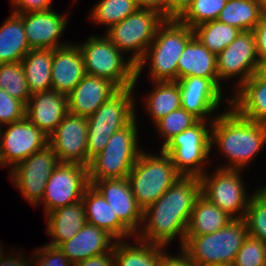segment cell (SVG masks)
Wrapping results in <instances>:
<instances>
[{
  "mask_svg": "<svg viewBox=\"0 0 266 266\" xmlns=\"http://www.w3.org/2000/svg\"><path fill=\"white\" fill-rule=\"evenodd\" d=\"M200 195L199 177H179L154 204L143 211L144 231L141 230L136 237L148 243L167 246L179 235L182 247L193 207Z\"/></svg>",
  "mask_w": 266,
  "mask_h": 266,
  "instance_id": "cell-1",
  "label": "cell"
},
{
  "mask_svg": "<svg viewBox=\"0 0 266 266\" xmlns=\"http://www.w3.org/2000/svg\"><path fill=\"white\" fill-rule=\"evenodd\" d=\"M210 144L211 149L217 145L230 162L221 169L242 170L266 144V124L246 119L231 107L212 119Z\"/></svg>",
  "mask_w": 266,
  "mask_h": 266,
  "instance_id": "cell-2",
  "label": "cell"
},
{
  "mask_svg": "<svg viewBox=\"0 0 266 266\" xmlns=\"http://www.w3.org/2000/svg\"><path fill=\"white\" fill-rule=\"evenodd\" d=\"M193 37V29L189 26L178 19H166L158 27L154 40L136 65L135 81L137 82L146 62L150 65L151 81H177V62Z\"/></svg>",
  "mask_w": 266,
  "mask_h": 266,
  "instance_id": "cell-3",
  "label": "cell"
},
{
  "mask_svg": "<svg viewBox=\"0 0 266 266\" xmlns=\"http://www.w3.org/2000/svg\"><path fill=\"white\" fill-rule=\"evenodd\" d=\"M247 236L244 218H234L212 234L185 235L181 249L197 266L232 265Z\"/></svg>",
  "mask_w": 266,
  "mask_h": 266,
  "instance_id": "cell-4",
  "label": "cell"
},
{
  "mask_svg": "<svg viewBox=\"0 0 266 266\" xmlns=\"http://www.w3.org/2000/svg\"><path fill=\"white\" fill-rule=\"evenodd\" d=\"M181 175L176 171L169 154L141 152L127 179L132 193L143 211L154 204Z\"/></svg>",
  "mask_w": 266,
  "mask_h": 266,
  "instance_id": "cell-5",
  "label": "cell"
},
{
  "mask_svg": "<svg viewBox=\"0 0 266 266\" xmlns=\"http://www.w3.org/2000/svg\"><path fill=\"white\" fill-rule=\"evenodd\" d=\"M137 145L135 118L130 124L113 133L106 147L90 160L89 184L104 179L127 177L142 152Z\"/></svg>",
  "mask_w": 266,
  "mask_h": 266,
  "instance_id": "cell-6",
  "label": "cell"
},
{
  "mask_svg": "<svg viewBox=\"0 0 266 266\" xmlns=\"http://www.w3.org/2000/svg\"><path fill=\"white\" fill-rule=\"evenodd\" d=\"M134 87L119 89L87 118L88 165L107 145L110 136L135 118Z\"/></svg>",
  "mask_w": 266,
  "mask_h": 266,
  "instance_id": "cell-7",
  "label": "cell"
},
{
  "mask_svg": "<svg viewBox=\"0 0 266 266\" xmlns=\"http://www.w3.org/2000/svg\"><path fill=\"white\" fill-rule=\"evenodd\" d=\"M77 45L82 51L87 75L105 78L118 89L135 86L136 65L129 59L126 61L124 54L105 35L90 36Z\"/></svg>",
  "mask_w": 266,
  "mask_h": 266,
  "instance_id": "cell-8",
  "label": "cell"
},
{
  "mask_svg": "<svg viewBox=\"0 0 266 266\" xmlns=\"http://www.w3.org/2000/svg\"><path fill=\"white\" fill-rule=\"evenodd\" d=\"M209 123L199 120L190 128L175 135L161 148L170 155L176 171L181 176L200 178L205 173L203 166L208 161L207 157L211 151L212 120Z\"/></svg>",
  "mask_w": 266,
  "mask_h": 266,
  "instance_id": "cell-9",
  "label": "cell"
},
{
  "mask_svg": "<svg viewBox=\"0 0 266 266\" xmlns=\"http://www.w3.org/2000/svg\"><path fill=\"white\" fill-rule=\"evenodd\" d=\"M166 19L150 9H137L125 19L108 28L105 36L121 52H131L129 58L137 65L155 38L158 27Z\"/></svg>",
  "mask_w": 266,
  "mask_h": 266,
  "instance_id": "cell-10",
  "label": "cell"
},
{
  "mask_svg": "<svg viewBox=\"0 0 266 266\" xmlns=\"http://www.w3.org/2000/svg\"><path fill=\"white\" fill-rule=\"evenodd\" d=\"M241 171L218 168L213 175L205 172L200 177L201 194L233 218H244L251 198L239 174Z\"/></svg>",
  "mask_w": 266,
  "mask_h": 266,
  "instance_id": "cell-11",
  "label": "cell"
},
{
  "mask_svg": "<svg viewBox=\"0 0 266 266\" xmlns=\"http://www.w3.org/2000/svg\"><path fill=\"white\" fill-rule=\"evenodd\" d=\"M59 163L55 151L48 144L10 169L11 182L30 204L37 206L42 201L51 173Z\"/></svg>",
  "mask_w": 266,
  "mask_h": 266,
  "instance_id": "cell-12",
  "label": "cell"
},
{
  "mask_svg": "<svg viewBox=\"0 0 266 266\" xmlns=\"http://www.w3.org/2000/svg\"><path fill=\"white\" fill-rule=\"evenodd\" d=\"M89 185L88 166L59 163L51 173L42 197L46 215L55 209L80 201Z\"/></svg>",
  "mask_w": 266,
  "mask_h": 266,
  "instance_id": "cell-13",
  "label": "cell"
},
{
  "mask_svg": "<svg viewBox=\"0 0 266 266\" xmlns=\"http://www.w3.org/2000/svg\"><path fill=\"white\" fill-rule=\"evenodd\" d=\"M259 58L253 31H241L240 34L217 55V73L219 81L238 78V86L257 73ZM240 75V76H239Z\"/></svg>",
  "mask_w": 266,
  "mask_h": 266,
  "instance_id": "cell-14",
  "label": "cell"
},
{
  "mask_svg": "<svg viewBox=\"0 0 266 266\" xmlns=\"http://www.w3.org/2000/svg\"><path fill=\"white\" fill-rule=\"evenodd\" d=\"M87 136V118L68 112L49 136V145L60 163L88 166Z\"/></svg>",
  "mask_w": 266,
  "mask_h": 266,
  "instance_id": "cell-15",
  "label": "cell"
},
{
  "mask_svg": "<svg viewBox=\"0 0 266 266\" xmlns=\"http://www.w3.org/2000/svg\"><path fill=\"white\" fill-rule=\"evenodd\" d=\"M8 126L4 132L1 130L0 137L3 162L6 166L13 168L49 144V136L26 117Z\"/></svg>",
  "mask_w": 266,
  "mask_h": 266,
  "instance_id": "cell-16",
  "label": "cell"
},
{
  "mask_svg": "<svg viewBox=\"0 0 266 266\" xmlns=\"http://www.w3.org/2000/svg\"><path fill=\"white\" fill-rule=\"evenodd\" d=\"M111 205L118 219L136 235L143 224V209L138 205L127 179H104L91 184Z\"/></svg>",
  "mask_w": 266,
  "mask_h": 266,
  "instance_id": "cell-17",
  "label": "cell"
},
{
  "mask_svg": "<svg viewBox=\"0 0 266 266\" xmlns=\"http://www.w3.org/2000/svg\"><path fill=\"white\" fill-rule=\"evenodd\" d=\"M23 21L27 42L31 49H57L68 45L59 38L67 25L66 16L52 11H32L18 14Z\"/></svg>",
  "mask_w": 266,
  "mask_h": 266,
  "instance_id": "cell-18",
  "label": "cell"
},
{
  "mask_svg": "<svg viewBox=\"0 0 266 266\" xmlns=\"http://www.w3.org/2000/svg\"><path fill=\"white\" fill-rule=\"evenodd\" d=\"M176 82L180 87L181 108L199 120H207L219 108L223 94L209 78L190 76Z\"/></svg>",
  "mask_w": 266,
  "mask_h": 266,
  "instance_id": "cell-19",
  "label": "cell"
},
{
  "mask_svg": "<svg viewBox=\"0 0 266 266\" xmlns=\"http://www.w3.org/2000/svg\"><path fill=\"white\" fill-rule=\"evenodd\" d=\"M69 112L67 95L48 90L31 94L26 118L50 136Z\"/></svg>",
  "mask_w": 266,
  "mask_h": 266,
  "instance_id": "cell-20",
  "label": "cell"
},
{
  "mask_svg": "<svg viewBox=\"0 0 266 266\" xmlns=\"http://www.w3.org/2000/svg\"><path fill=\"white\" fill-rule=\"evenodd\" d=\"M118 90L109 80L86 74L67 95L69 113L88 118Z\"/></svg>",
  "mask_w": 266,
  "mask_h": 266,
  "instance_id": "cell-21",
  "label": "cell"
},
{
  "mask_svg": "<svg viewBox=\"0 0 266 266\" xmlns=\"http://www.w3.org/2000/svg\"><path fill=\"white\" fill-rule=\"evenodd\" d=\"M86 75L82 51L70 44L53 50L52 90L68 95Z\"/></svg>",
  "mask_w": 266,
  "mask_h": 266,
  "instance_id": "cell-22",
  "label": "cell"
},
{
  "mask_svg": "<svg viewBox=\"0 0 266 266\" xmlns=\"http://www.w3.org/2000/svg\"><path fill=\"white\" fill-rule=\"evenodd\" d=\"M115 243L116 239L108 232L86 223L71 240L60 244L58 248L74 265L90 257L113 251Z\"/></svg>",
  "mask_w": 266,
  "mask_h": 266,
  "instance_id": "cell-23",
  "label": "cell"
},
{
  "mask_svg": "<svg viewBox=\"0 0 266 266\" xmlns=\"http://www.w3.org/2000/svg\"><path fill=\"white\" fill-rule=\"evenodd\" d=\"M190 76L209 78L222 91L217 73V55L195 36L186 44L177 62V80Z\"/></svg>",
  "mask_w": 266,
  "mask_h": 266,
  "instance_id": "cell-24",
  "label": "cell"
},
{
  "mask_svg": "<svg viewBox=\"0 0 266 266\" xmlns=\"http://www.w3.org/2000/svg\"><path fill=\"white\" fill-rule=\"evenodd\" d=\"M83 203L87 223L99 227L112 235L116 241L124 237H133L134 234L118 219L111 205L92 186L89 185L83 194ZM130 235V236H129Z\"/></svg>",
  "mask_w": 266,
  "mask_h": 266,
  "instance_id": "cell-25",
  "label": "cell"
},
{
  "mask_svg": "<svg viewBox=\"0 0 266 266\" xmlns=\"http://www.w3.org/2000/svg\"><path fill=\"white\" fill-rule=\"evenodd\" d=\"M229 103L240 116L266 124V79L255 73L238 87Z\"/></svg>",
  "mask_w": 266,
  "mask_h": 266,
  "instance_id": "cell-26",
  "label": "cell"
},
{
  "mask_svg": "<svg viewBox=\"0 0 266 266\" xmlns=\"http://www.w3.org/2000/svg\"><path fill=\"white\" fill-rule=\"evenodd\" d=\"M47 233L53 238L48 245L58 247L71 240L87 223L83 200L55 209L47 214Z\"/></svg>",
  "mask_w": 266,
  "mask_h": 266,
  "instance_id": "cell-27",
  "label": "cell"
},
{
  "mask_svg": "<svg viewBox=\"0 0 266 266\" xmlns=\"http://www.w3.org/2000/svg\"><path fill=\"white\" fill-rule=\"evenodd\" d=\"M233 219L201 194L193 207L186 235L212 234L224 228Z\"/></svg>",
  "mask_w": 266,
  "mask_h": 266,
  "instance_id": "cell-28",
  "label": "cell"
},
{
  "mask_svg": "<svg viewBox=\"0 0 266 266\" xmlns=\"http://www.w3.org/2000/svg\"><path fill=\"white\" fill-rule=\"evenodd\" d=\"M30 50L22 18L12 12L0 26V63L21 62Z\"/></svg>",
  "mask_w": 266,
  "mask_h": 266,
  "instance_id": "cell-29",
  "label": "cell"
},
{
  "mask_svg": "<svg viewBox=\"0 0 266 266\" xmlns=\"http://www.w3.org/2000/svg\"><path fill=\"white\" fill-rule=\"evenodd\" d=\"M52 49H31L22 59L25 79L31 94L52 90Z\"/></svg>",
  "mask_w": 266,
  "mask_h": 266,
  "instance_id": "cell-30",
  "label": "cell"
},
{
  "mask_svg": "<svg viewBox=\"0 0 266 266\" xmlns=\"http://www.w3.org/2000/svg\"><path fill=\"white\" fill-rule=\"evenodd\" d=\"M135 243L129 245L122 240L116 241L113 248L115 266H159L165 246L148 243L137 237Z\"/></svg>",
  "mask_w": 266,
  "mask_h": 266,
  "instance_id": "cell-31",
  "label": "cell"
},
{
  "mask_svg": "<svg viewBox=\"0 0 266 266\" xmlns=\"http://www.w3.org/2000/svg\"><path fill=\"white\" fill-rule=\"evenodd\" d=\"M155 89L145 99L154 124L170 112L181 108L180 87L176 81L154 82Z\"/></svg>",
  "mask_w": 266,
  "mask_h": 266,
  "instance_id": "cell-32",
  "label": "cell"
},
{
  "mask_svg": "<svg viewBox=\"0 0 266 266\" xmlns=\"http://www.w3.org/2000/svg\"><path fill=\"white\" fill-rule=\"evenodd\" d=\"M217 20L241 31H253L261 20L259 0H227Z\"/></svg>",
  "mask_w": 266,
  "mask_h": 266,
  "instance_id": "cell-33",
  "label": "cell"
},
{
  "mask_svg": "<svg viewBox=\"0 0 266 266\" xmlns=\"http://www.w3.org/2000/svg\"><path fill=\"white\" fill-rule=\"evenodd\" d=\"M194 36L212 53L218 55L240 34L238 28L219 22L209 21L193 28Z\"/></svg>",
  "mask_w": 266,
  "mask_h": 266,
  "instance_id": "cell-34",
  "label": "cell"
},
{
  "mask_svg": "<svg viewBox=\"0 0 266 266\" xmlns=\"http://www.w3.org/2000/svg\"><path fill=\"white\" fill-rule=\"evenodd\" d=\"M0 88L27 105L31 93L21 62L0 63Z\"/></svg>",
  "mask_w": 266,
  "mask_h": 266,
  "instance_id": "cell-35",
  "label": "cell"
},
{
  "mask_svg": "<svg viewBox=\"0 0 266 266\" xmlns=\"http://www.w3.org/2000/svg\"><path fill=\"white\" fill-rule=\"evenodd\" d=\"M137 9L135 0H101L93 8L91 18L93 22L106 25L108 29Z\"/></svg>",
  "mask_w": 266,
  "mask_h": 266,
  "instance_id": "cell-36",
  "label": "cell"
},
{
  "mask_svg": "<svg viewBox=\"0 0 266 266\" xmlns=\"http://www.w3.org/2000/svg\"><path fill=\"white\" fill-rule=\"evenodd\" d=\"M227 0H193L178 20L190 28L217 20Z\"/></svg>",
  "mask_w": 266,
  "mask_h": 266,
  "instance_id": "cell-37",
  "label": "cell"
},
{
  "mask_svg": "<svg viewBox=\"0 0 266 266\" xmlns=\"http://www.w3.org/2000/svg\"><path fill=\"white\" fill-rule=\"evenodd\" d=\"M244 221L248 235L266 243V197L258 189L251 194Z\"/></svg>",
  "mask_w": 266,
  "mask_h": 266,
  "instance_id": "cell-38",
  "label": "cell"
},
{
  "mask_svg": "<svg viewBox=\"0 0 266 266\" xmlns=\"http://www.w3.org/2000/svg\"><path fill=\"white\" fill-rule=\"evenodd\" d=\"M199 121L193 114L187 112L185 109L170 112L165 117L158 120L155 125L158 127L159 134L164 137L162 147L175 135L183 132L185 129L190 128Z\"/></svg>",
  "mask_w": 266,
  "mask_h": 266,
  "instance_id": "cell-39",
  "label": "cell"
},
{
  "mask_svg": "<svg viewBox=\"0 0 266 266\" xmlns=\"http://www.w3.org/2000/svg\"><path fill=\"white\" fill-rule=\"evenodd\" d=\"M232 266H266V243L248 235Z\"/></svg>",
  "mask_w": 266,
  "mask_h": 266,
  "instance_id": "cell-40",
  "label": "cell"
},
{
  "mask_svg": "<svg viewBox=\"0 0 266 266\" xmlns=\"http://www.w3.org/2000/svg\"><path fill=\"white\" fill-rule=\"evenodd\" d=\"M26 117V105L0 88V125H8Z\"/></svg>",
  "mask_w": 266,
  "mask_h": 266,
  "instance_id": "cell-41",
  "label": "cell"
},
{
  "mask_svg": "<svg viewBox=\"0 0 266 266\" xmlns=\"http://www.w3.org/2000/svg\"><path fill=\"white\" fill-rule=\"evenodd\" d=\"M34 256L32 259L35 261V266H73L58 247L47 244L42 248L39 247L38 250L36 249Z\"/></svg>",
  "mask_w": 266,
  "mask_h": 266,
  "instance_id": "cell-42",
  "label": "cell"
},
{
  "mask_svg": "<svg viewBox=\"0 0 266 266\" xmlns=\"http://www.w3.org/2000/svg\"><path fill=\"white\" fill-rule=\"evenodd\" d=\"M52 0H11L14 4L16 14H23L32 11H46L51 9Z\"/></svg>",
  "mask_w": 266,
  "mask_h": 266,
  "instance_id": "cell-43",
  "label": "cell"
},
{
  "mask_svg": "<svg viewBox=\"0 0 266 266\" xmlns=\"http://www.w3.org/2000/svg\"><path fill=\"white\" fill-rule=\"evenodd\" d=\"M138 9H150L169 19V0H135Z\"/></svg>",
  "mask_w": 266,
  "mask_h": 266,
  "instance_id": "cell-44",
  "label": "cell"
},
{
  "mask_svg": "<svg viewBox=\"0 0 266 266\" xmlns=\"http://www.w3.org/2000/svg\"><path fill=\"white\" fill-rule=\"evenodd\" d=\"M257 53L259 59H266V18H261L260 22L253 30Z\"/></svg>",
  "mask_w": 266,
  "mask_h": 266,
  "instance_id": "cell-45",
  "label": "cell"
},
{
  "mask_svg": "<svg viewBox=\"0 0 266 266\" xmlns=\"http://www.w3.org/2000/svg\"><path fill=\"white\" fill-rule=\"evenodd\" d=\"M181 253L173 257L163 252L160 257L159 266H197L182 249Z\"/></svg>",
  "mask_w": 266,
  "mask_h": 266,
  "instance_id": "cell-46",
  "label": "cell"
},
{
  "mask_svg": "<svg viewBox=\"0 0 266 266\" xmlns=\"http://www.w3.org/2000/svg\"><path fill=\"white\" fill-rule=\"evenodd\" d=\"M73 266H115L114 253L111 251L90 257L74 264Z\"/></svg>",
  "mask_w": 266,
  "mask_h": 266,
  "instance_id": "cell-47",
  "label": "cell"
},
{
  "mask_svg": "<svg viewBox=\"0 0 266 266\" xmlns=\"http://www.w3.org/2000/svg\"><path fill=\"white\" fill-rule=\"evenodd\" d=\"M193 0H169V19H178Z\"/></svg>",
  "mask_w": 266,
  "mask_h": 266,
  "instance_id": "cell-48",
  "label": "cell"
},
{
  "mask_svg": "<svg viewBox=\"0 0 266 266\" xmlns=\"http://www.w3.org/2000/svg\"><path fill=\"white\" fill-rule=\"evenodd\" d=\"M13 257L5 255L0 261V266H30L29 260H24L21 256H19V258H17V256Z\"/></svg>",
  "mask_w": 266,
  "mask_h": 266,
  "instance_id": "cell-49",
  "label": "cell"
},
{
  "mask_svg": "<svg viewBox=\"0 0 266 266\" xmlns=\"http://www.w3.org/2000/svg\"><path fill=\"white\" fill-rule=\"evenodd\" d=\"M257 74L263 79H266V59H259Z\"/></svg>",
  "mask_w": 266,
  "mask_h": 266,
  "instance_id": "cell-50",
  "label": "cell"
},
{
  "mask_svg": "<svg viewBox=\"0 0 266 266\" xmlns=\"http://www.w3.org/2000/svg\"><path fill=\"white\" fill-rule=\"evenodd\" d=\"M261 18H266V0H259Z\"/></svg>",
  "mask_w": 266,
  "mask_h": 266,
  "instance_id": "cell-51",
  "label": "cell"
},
{
  "mask_svg": "<svg viewBox=\"0 0 266 266\" xmlns=\"http://www.w3.org/2000/svg\"><path fill=\"white\" fill-rule=\"evenodd\" d=\"M0 166H6L3 162L2 152H1V144H0Z\"/></svg>",
  "mask_w": 266,
  "mask_h": 266,
  "instance_id": "cell-52",
  "label": "cell"
},
{
  "mask_svg": "<svg viewBox=\"0 0 266 266\" xmlns=\"http://www.w3.org/2000/svg\"><path fill=\"white\" fill-rule=\"evenodd\" d=\"M258 190L266 197V186H262Z\"/></svg>",
  "mask_w": 266,
  "mask_h": 266,
  "instance_id": "cell-53",
  "label": "cell"
},
{
  "mask_svg": "<svg viewBox=\"0 0 266 266\" xmlns=\"http://www.w3.org/2000/svg\"><path fill=\"white\" fill-rule=\"evenodd\" d=\"M2 245L0 244V261L3 259V257L5 256V254H3V249L1 247Z\"/></svg>",
  "mask_w": 266,
  "mask_h": 266,
  "instance_id": "cell-54",
  "label": "cell"
},
{
  "mask_svg": "<svg viewBox=\"0 0 266 266\" xmlns=\"http://www.w3.org/2000/svg\"><path fill=\"white\" fill-rule=\"evenodd\" d=\"M206 266H232V265H218V264H215V265H206Z\"/></svg>",
  "mask_w": 266,
  "mask_h": 266,
  "instance_id": "cell-55",
  "label": "cell"
},
{
  "mask_svg": "<svg viewBox=\"0 0 266 266\" xmlns=\"http://www.w3.org/2000/svg\"><path fill=\"white\" fill-rule=\"evenodd\" d=\"M1 130H2V126L0 125V137H1Z\"/></svg>",
  "mask_w": 266,
  "mask_h": 266,
  "instance_id": "cell-56",
  "label": "cell"
}]
</instances>
